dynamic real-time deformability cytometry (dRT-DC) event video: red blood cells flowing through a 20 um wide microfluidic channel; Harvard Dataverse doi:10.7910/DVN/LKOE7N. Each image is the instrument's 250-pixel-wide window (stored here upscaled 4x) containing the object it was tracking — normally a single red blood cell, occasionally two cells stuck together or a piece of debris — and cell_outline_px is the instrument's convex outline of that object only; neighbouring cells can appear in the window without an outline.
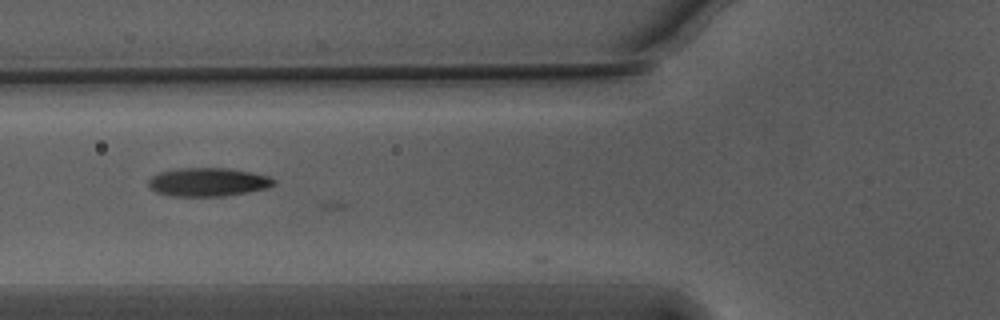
{"species": "Egyptian fruit bat (a non-hibernating species)", "species_latin": "Rousettus aegyptiacus", "temperature_condition": "warm", "stored_images_in_passage": 6, "camera_frame_rate_fps": 3000, "um_per_image_px": 0.085, "animal": {"sex": "male"}, "frame": {"image": 1, "passage_image": 3, "time_ms": 0.667, "image_size_px": [1000, 320], "cell_outline_px": [[276, 184], [268, 188], [248, 192], [224, 196], [172, 196], [156, 192], [148, 184], [148, 180], [152, 176], [160, 172], [176, 168], [224, 168], [252, 172], [268, 176], [276, 180]], "centroid_in_image_um": [17.7, 15.47], "position_along_channel_um": 108.1, "area_um2": 20.87}}